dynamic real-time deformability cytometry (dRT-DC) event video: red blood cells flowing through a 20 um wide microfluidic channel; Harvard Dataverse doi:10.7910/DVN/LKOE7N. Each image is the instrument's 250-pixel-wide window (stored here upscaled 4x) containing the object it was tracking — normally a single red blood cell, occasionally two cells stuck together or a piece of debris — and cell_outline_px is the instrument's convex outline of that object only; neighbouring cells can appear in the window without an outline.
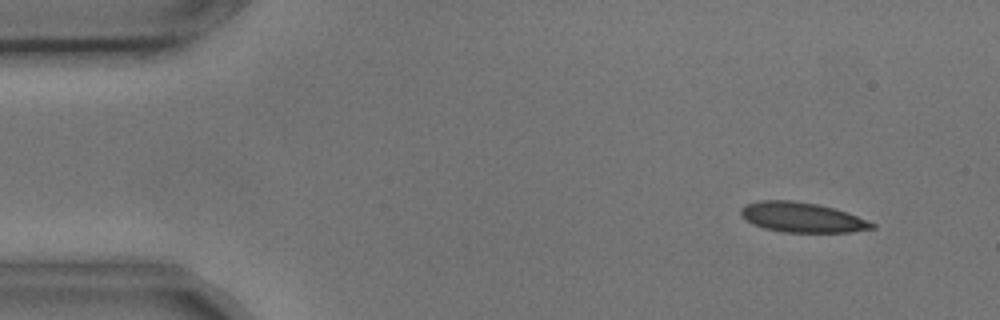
{"species": "common noctule bat (a hibernating species)", "species_latin": "Nyctalus noctula", "temperature_condition": "cold", "stored_images_in_passage": 4, "camera_frame_rate_fps": 3000, "um_per_image_px": 0.085, "animal": {"sex": "male", "body_mass_g": 17.9, "forearm_length_mm": 54.2}, "frame": {"image": 1, "passage_image": 2, "time_ms": 0.333, "image_size_px": [1000, 320], "cell_outline_px": [[876, 228], [852, 232], [784, 232], [764, 228], [752, 224], [740, 212], [740, 208], [744, 204], [760, 200], [792, 200], [816, 204], [836, 208], [848, 212], [876, 224]], "centroid_in_image_um": [68.19, 18.47], "position_along_channel_um": 16.8, "area_um2": 22.95}}